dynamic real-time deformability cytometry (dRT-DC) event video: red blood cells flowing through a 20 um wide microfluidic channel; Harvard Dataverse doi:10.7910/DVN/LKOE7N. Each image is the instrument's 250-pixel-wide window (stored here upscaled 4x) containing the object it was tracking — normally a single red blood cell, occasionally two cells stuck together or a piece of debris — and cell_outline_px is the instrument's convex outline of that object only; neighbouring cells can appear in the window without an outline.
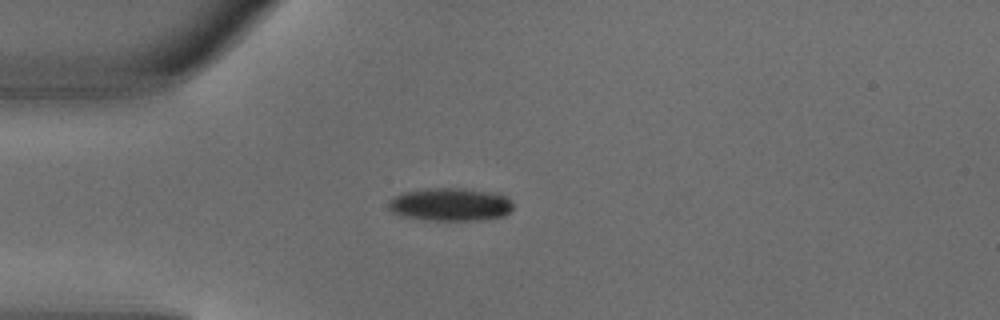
{"species": "common noctule bat (a hibernating species)", "species_latin": "Nyctalus noctula", "temperature_condition": "warm", "stored_images_in_passage": 1, "camera_frame_rate_fps": 3000, "um_per_image_px": 0.085, "animal": {"sex": "male", "body_mass_g": 18.8}, "frame": {"image": 1, "passage_image": 1, "time_ms": 0.0, "image_size_px": [1000, 320], "cell_outline_px": [[512, 208], [504, 216], [480, 220], [428, 220], [400, 216], [392, 212], [388, 208], [388, 200], [404, 192], [428, 188], [464, 188], [504, 196], [512, 200]], "centroid_in_image_um": [38.23, 17.39], "position_along_channel_um": 46.8, "area_um2": 23.81}}